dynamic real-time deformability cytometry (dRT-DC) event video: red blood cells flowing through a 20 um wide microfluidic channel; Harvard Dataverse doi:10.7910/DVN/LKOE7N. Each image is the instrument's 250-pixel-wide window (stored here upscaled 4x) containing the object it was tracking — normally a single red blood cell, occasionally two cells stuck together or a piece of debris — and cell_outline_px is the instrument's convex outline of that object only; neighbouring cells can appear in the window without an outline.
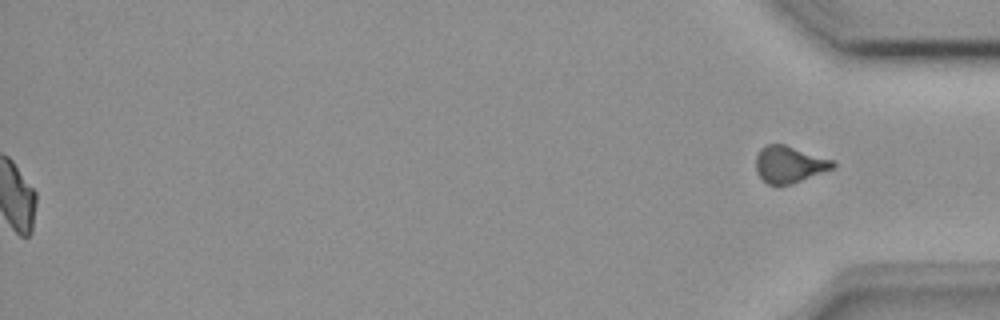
{"species": "common noctule bat (a hibernating species)", "species_latin": "Nyctalus noctula", "temperature_condition": "room temperature", "stored_images_in_passage": 52, "segment_of_instrument_passage": [2, 2], "camera_frame_rate_fps": 3000, "um_per_image_px": 0.085, "animal": {"sex": "female", "body_mass_g": 18.4}, "frame": {"image": 1, "passage_image": 52, "time_ms": 17.0, "image_size_px": [1000, 320], "cell_outline_px": [[836, 168], [792, 184], [768, 184], [756, 172], [756, 156], [760, 148], [764, 144], [784, 144], [836, 160]], "centroid_in_image_um": [67.14, 13.96], "position_along_channel_um": 368.1, "area_um2": 16.76}}